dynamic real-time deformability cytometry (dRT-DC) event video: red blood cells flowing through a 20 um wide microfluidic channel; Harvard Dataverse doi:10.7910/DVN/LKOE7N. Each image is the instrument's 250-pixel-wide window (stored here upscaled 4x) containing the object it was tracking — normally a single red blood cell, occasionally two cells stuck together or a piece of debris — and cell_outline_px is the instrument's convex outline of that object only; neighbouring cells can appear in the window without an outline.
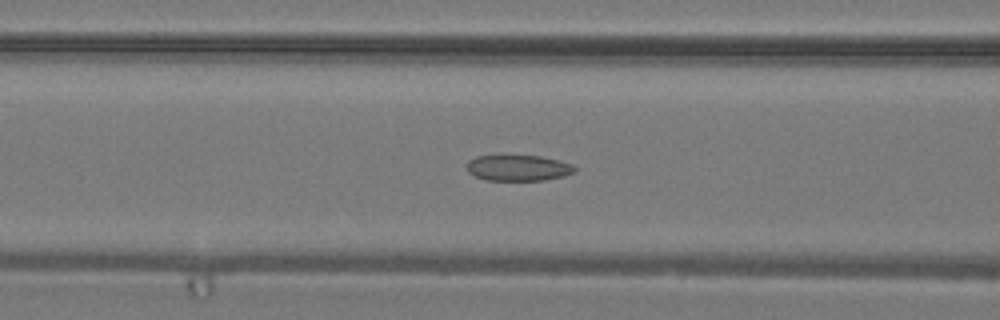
{"species": "common noctule bat (a hibernating species)", "species_latin": "Nyctalus noctula", "temperature_condition": "warm", "stored_images_in_passage": 38, "camera_frame_rate_fps": 3000, "um_per_image_px": 0.085, "animal": {"sex": "male", "body_mass_g": 19.2, "forearm_length_mm": 51.8}, "frame": {"image": 1, "passage_image": 14, "time_ms": 4.333, "image_size_px": [1000, 320], "cell_outline_px": [[576, 172], [564, 176], [544, 180], [484, 180], [468, 172], [468, 160], [476, 156], [540, 156], [572, 164], [576, 168]], "centroid_in_image_um": [44.06, 14.28], "position_along_channel_um": 122.5, "area_um2": 16.13}}
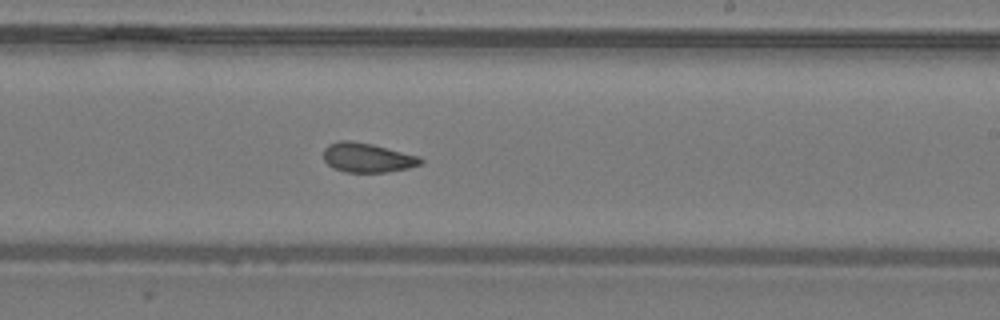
{"frame": {"image": 2, "passage_image": 22, "time_ms": 7.0, "image_size_px": [1000, 320], "cell_outline_px": [[424, 160], [420, 164], [408, 168], [388, 172], [348, 172], [332, 168], [324, 160], [324, 148], [328, 144], [340, 140], [352, 140], [372, 144], [420, 156]], "centroid_in_image_um": [31.22, 13.39], "position_along_channel_um": 257.8, "area_um2": 16.7}}
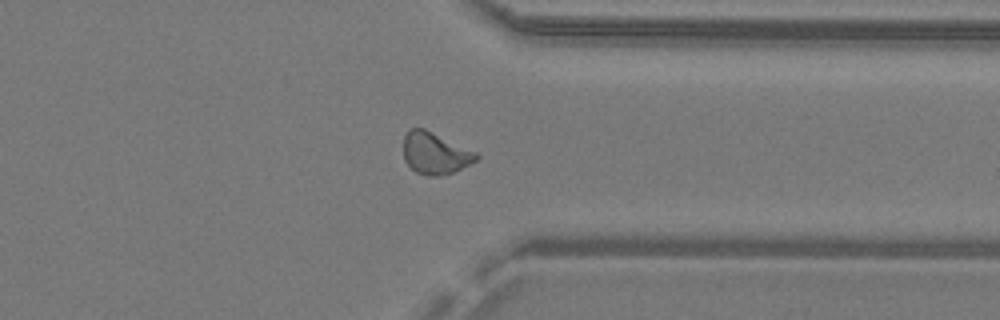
{"frame": {"image": 3, "passage_image": 29, "time_ms": 9.333, "image_size_px": [1000, 320], "cell_outline_px": [[480, 156], [476, 160], [452, 172], [440, 176], [428, 176], [416, 172], [404, 160], [404, 136], [408, 128], [424, 128], [476, 152]], "centroid_in_image_um": [36.95, 13.01], "position_along_channel_um": 374.4, "area_um2": 17.51}}